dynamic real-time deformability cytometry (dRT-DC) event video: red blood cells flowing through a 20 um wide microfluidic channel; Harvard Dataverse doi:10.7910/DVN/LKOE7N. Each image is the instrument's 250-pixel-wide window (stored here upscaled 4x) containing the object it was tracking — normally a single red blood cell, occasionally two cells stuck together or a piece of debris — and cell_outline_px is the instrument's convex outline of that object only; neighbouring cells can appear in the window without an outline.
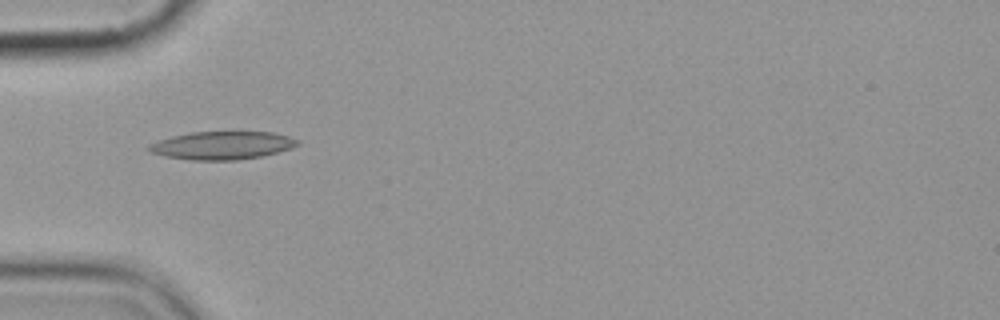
{"species": "common noctule bat (a hibernating species)", "species_latin": "Nyctalus noctula", "temperature_condition": "cold", "stored_images_in_passage": 8, "camera_frame_rate_fps": 3000, "um_per_image_px": 0.085, "animal": {"sex": "female", "body_mass_g": 19.9}, "frame": {"image": 1, "passage_image": 6, "time_ms": 5.667, "image_size_px": [1000, 320], "cell_outline_px": [[300, 144], [292, 148], [260, 156], [236, 160], [192, 160], [164, 156], [148, 152], [144, 148], [148, 144], [172, 136], [192, 132], [272, 132], [288, 136], [300, 140]], "centroid_in_image_um": [18.85, 12.36], "position_along_channel_um": 66.2, "area_um2": 24.33}}
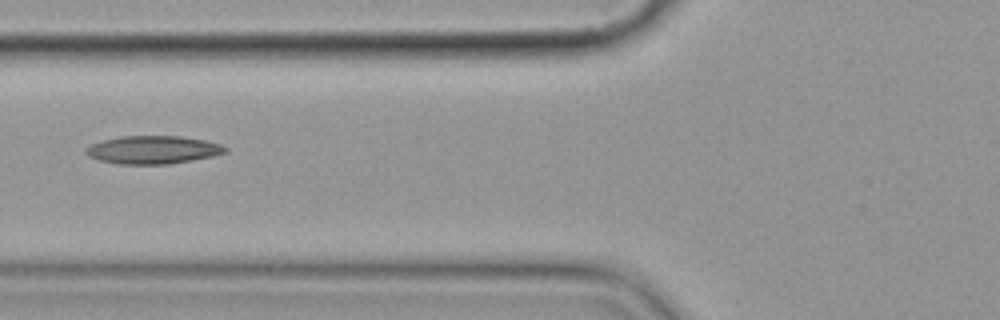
{"frame": {"image": 2, "passage_image": 7, "time_ms": 7.0, "image_size_px": [1000, 320], "cell_outline_px": [[228, 152], [212, 156], [192, 160], [168, 164], [116, 164], [100, 160], [88, 156], [84, 152], [84, 148], [92, 144], [104, 140], [120, 136], [180, 136], [204, 140], [220, 144], [228, 148]], "centroid_in_image_um": [12.99, 12.73], "position_along_channel_um": 112.8, "area_um2": 22.77}}
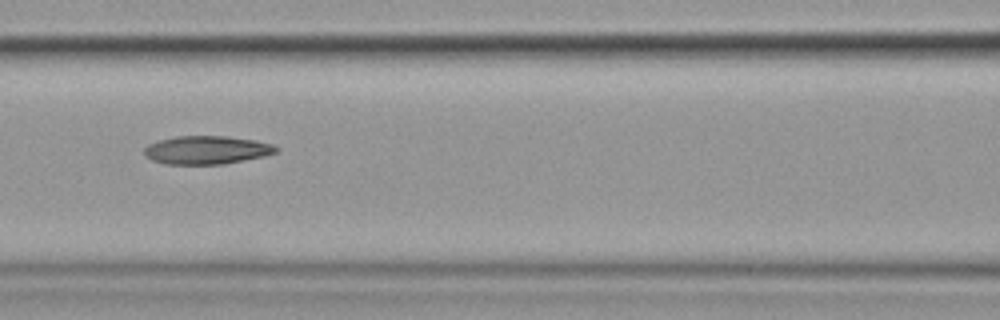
{"frame": {"image": 3, "passage_image": 8, "time_ms": 8.0, "image_size_px": [1000, 320], "cell_outline_px": [[280, 148], [276, 152], [264, 156], [224, 164], [164, 164], [152, 160], [144, 152], [144, 148], [148, 144], [160, 140], [176, 136], [228, 136], [256, 140], [272, 144]], "centroid_in_image_um": [17.59, 12.74], "position_along_channel_um": 149.0, "area_um2": 21.73}}